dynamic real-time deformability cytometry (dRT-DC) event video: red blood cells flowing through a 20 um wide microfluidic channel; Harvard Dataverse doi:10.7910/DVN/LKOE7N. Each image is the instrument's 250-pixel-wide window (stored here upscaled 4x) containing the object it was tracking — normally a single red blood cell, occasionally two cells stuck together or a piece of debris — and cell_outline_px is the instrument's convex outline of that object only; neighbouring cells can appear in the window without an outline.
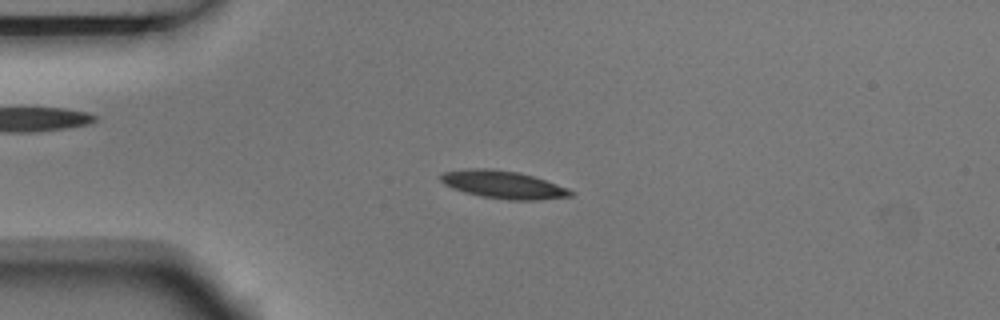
{"species": "Egyptian fruit bat (a non-hibernating species)", "species_latin": "Rousettus aegyptiacus", "temperature_condition": "room temperature", "stored_images_in_passage": 7, "camera_frame_rate_fps": 3000, "um_per_image_px": 0.085, "animal": {"sex": "male"}, "frame": {"image": 1, "passage_image": 3, "time_ms": 0.667, "image_size_px": [1000, 320], "cell_outline_px": [[576, 192], [572, 196], [540, 200], [508, 200], [480, 196], [464, 192], [452, 188], [444, 184], [440, 180], [440, 176], [444, 172], [468, 168], [488, 168], [520, 172], [568, 188]], "centroid_in_image_um": [42.78, 15.7], "position_along_channel_um": 42.2, "area_um2": 21.1}}
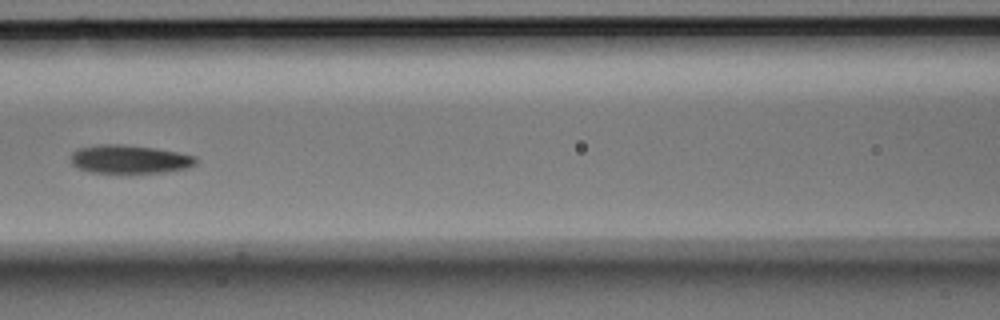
{"frame": {"image": 2, "passage_image": 6, "time_ms": 1.667, "image_size_px": [1000, 320], "cell_outline_px": [[196, 164], [188, 168], [164, 172], [88, 172], [76, 168], [72, 164], [72, 152], [80, 148], [104, 144], [116, 144], [152, 148], [176, 152], [196, 156]], "centroid_in_image_um": [11.01, 13.54], "position_along_channel_um": 155.6, "area_um2": 20.35}}
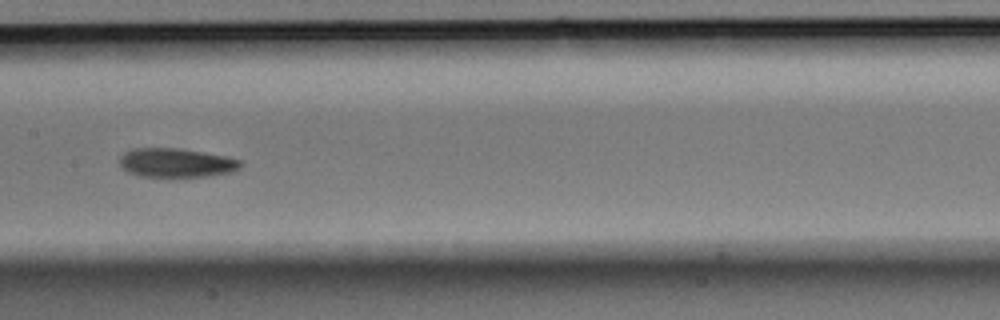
{"frame": {"image": 3, "passage_image": 7, "time_ms": 2.0, "image_size_px": [1000, 320], "cell_outline_px": [[244, 164], [240, 168], [232, 172], [212, 176], [140, 176], [128, 172], [120, 164], [120, 156], [124, 152], [132, 148], [176, 148], [224, 156], [240, 160]], "centroid_in_image_um": [14.99, 13.84], "position_along_channel_um": 192.4, "area_um2": 20.29}}